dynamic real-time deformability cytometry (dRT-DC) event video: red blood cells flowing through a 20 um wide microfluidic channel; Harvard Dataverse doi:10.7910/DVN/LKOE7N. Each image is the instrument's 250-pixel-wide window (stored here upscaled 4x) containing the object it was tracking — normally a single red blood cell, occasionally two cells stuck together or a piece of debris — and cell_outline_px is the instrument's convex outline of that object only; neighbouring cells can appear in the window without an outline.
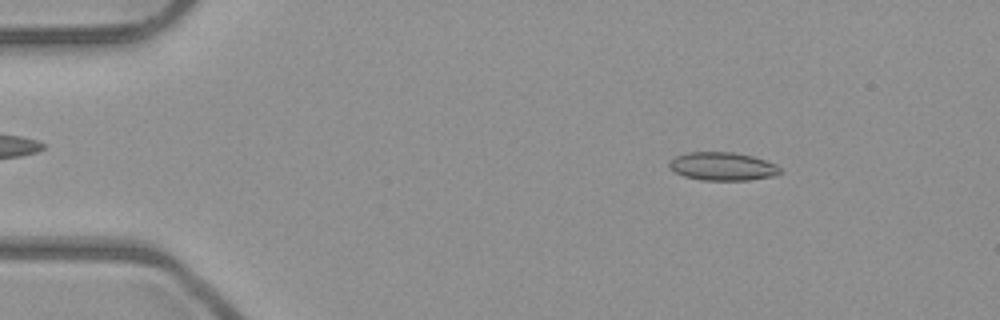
{"species": "common noctule bat (a hibernating species)", "species_latin": "Nyctalus noctula", "temperature_condition": "room temperature", "stored_images_in_passage": 46, "camera_frame_rate_fps": 3000, "um_per_image_px": 0.085, "animal": {"sex": "male", "body_mass_g": 23.1, "forearm_length_mm": 52.7}, "frame": {"image": 1, "passage_image": 2, "time_ms": 0.333, "image_size_px": [1000, 320], "cell_outline_px": [[780, 172], [772, 176], [748, 180], [700, 180], [684, 176], [668, 168], [668, 164], [676, 156], [688, 152], [732, 152], [752, 156], [776, 164], [780, 168]], "centroid_in_image_um": [61.39, 14.14], "position_along_channel_um": 23.6, "area_um2": 18.09}}
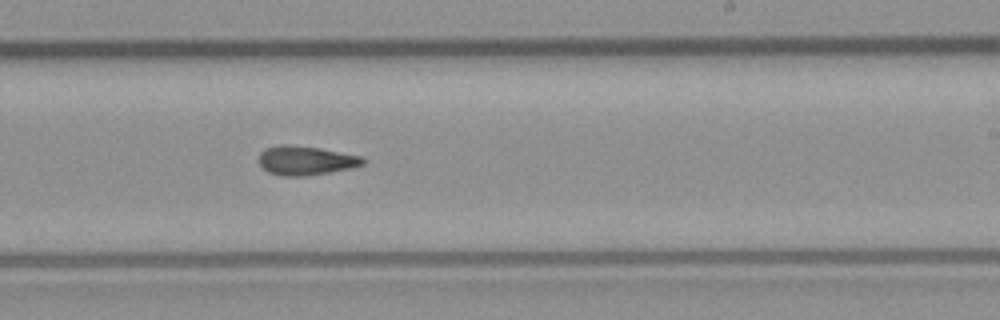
{"frame": {"image": 2, "passage_image": 26, "time_ms": 8.333, "image_size_px": [1000, 320], "cell_outline_px": [[368, 160], [364, 164], [352, 168], [304, 176], [280, 176], [268, 172], [260, 164], [260, 152], [264, 148], [316, 148], [364, 156]], "centroid_in_image_um": [26.09, 13.7], "position_along_channel_um": 262.9, "area_um2": 16.82}}
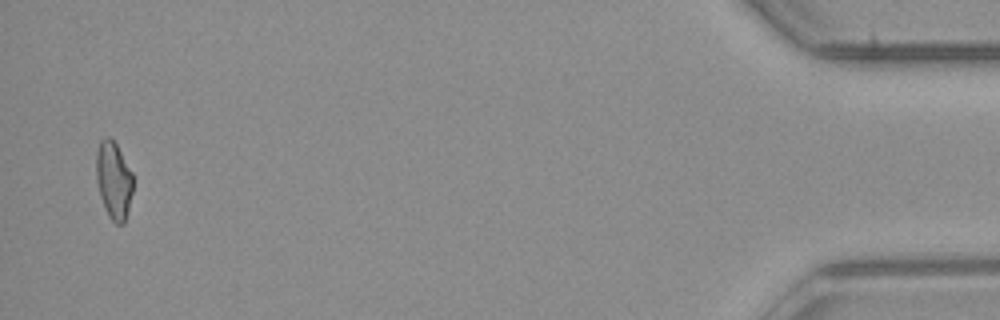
{"frame": {"image": 3, "passage_image": 45, "time_ms": 14.667, "image_size_px": [1000, 320], "cell_outline_px": [[132, 192], [124, 224], [116, 224], [108, 216], [100, 196], [96, 180], [96, 152], [100, 140], [104, 136], [108, 136], [116, 144], [132, 172]], "centroid_in_image_um": [9.64, 15.3], "position_along_channel_um": 425.6, "area_um2": 16.53}, "authors_computed_cell_mechanics": {"area_um2": 17.3689, "velocity_mm_per_s": 3.9883, "shape_relaxation_time_tau1_ms": null, "shape_relaxation_time_tau2_ms": 4.7362, "deformation_change_tau1": null, "deformation_change_tau2": 0.1301}}